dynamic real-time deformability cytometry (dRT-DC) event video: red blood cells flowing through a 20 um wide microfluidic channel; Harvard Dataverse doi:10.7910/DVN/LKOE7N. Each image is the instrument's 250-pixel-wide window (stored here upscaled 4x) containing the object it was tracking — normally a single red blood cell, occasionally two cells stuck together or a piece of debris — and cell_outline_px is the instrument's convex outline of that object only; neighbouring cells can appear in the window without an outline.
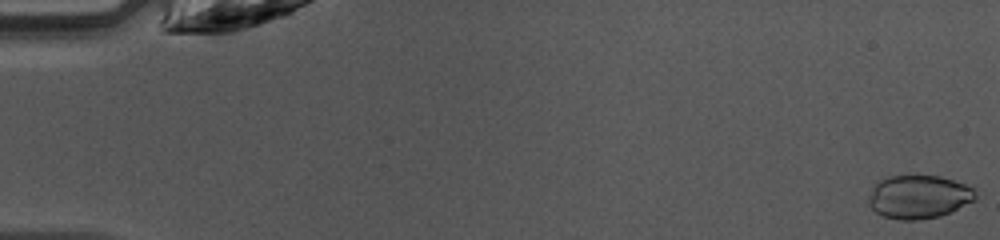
{"species": "common noctule bat (a hibernating species)", "species_latin": "Nyctalus noctula", "temperature_condition": "warm", "stored_images_in_passage": 47, "camera_frame_rate_fps": 3000, "um_per_image_px": 0.085, "animal": {"sex": "female", "body_mass_g": 10.0, "forearm_length_mm": 53.1}, "frame": {"image": 1, "passage_image": 1, "time_ms": 0.0, "image_size_px": [1000, 240], "cell_outline_px": [[976, 200], [940, 216], [920, 220], [900, 220], [884, 216], [876, 212], [868, 204], [868, 196], [872, 188], [880, 180], [888, 176], [940, 176], [964, 184], [972, 188], [976, 192]], "centroid_in_image_um": [78.08, 16.74], "position_along_channel_um": 6.9, "area_um2": 26.93}}
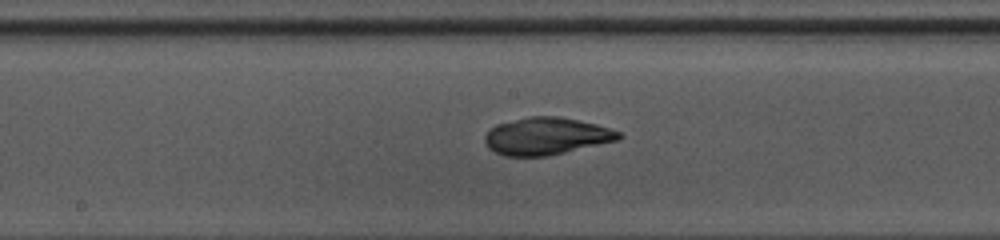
{"frame": {"image": 2, "passage_image": 25, "time_ms": 8.0, "image_size_px": [1000, 240], "cell_outline_px": [[624, 136], [616, 140], [548, 156], [504, 156], [488, 148], [484, 140], [484, 136], [496, 124], [532, 116], [560, 116], [596, 124], [620, 132]], "centroid_in_image_um": [46.42, 11.57], "position_along_channel_um": 201.8, "area_um2": 28.78}}
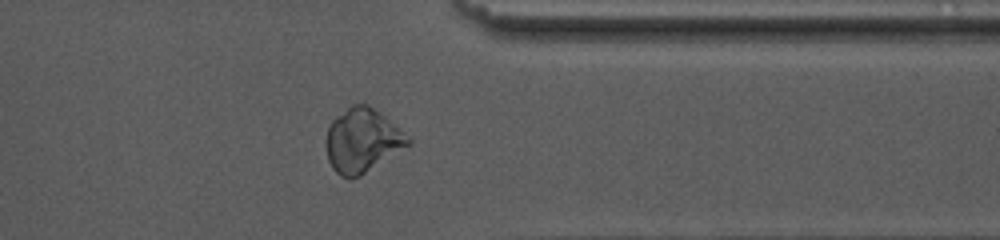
{"frame": {"image": 3, "passage_image": 38, "time_ms": 12.333, "image_size_px": [1000, 240], "cell_outline_px": [[412, 144], [360, 176], [348, 180], [340, 176], [332, 168], [328, 160], [324, 144], [324, 140], [328, 124], [336, 116], [352, 104], [368, 104], [384, 116], [404, 132], [412, 140]], "centroid_in_image_um": [30.76, 11.96], "position_along_channel_um": 380.6, "area_um2": 30.92}, "authors_computed_cell_mechanics": {"area_um2": 28.9578, "velocity_mm_per_s": 4.2351, "shape_relaxation_time_tau1_ms": 5.2541, "shape_relaxation_time_tau2_ms": 2.0503, "deformation_change_tau1": 0.1322, "deformation_change_tau2": 0.0329}}